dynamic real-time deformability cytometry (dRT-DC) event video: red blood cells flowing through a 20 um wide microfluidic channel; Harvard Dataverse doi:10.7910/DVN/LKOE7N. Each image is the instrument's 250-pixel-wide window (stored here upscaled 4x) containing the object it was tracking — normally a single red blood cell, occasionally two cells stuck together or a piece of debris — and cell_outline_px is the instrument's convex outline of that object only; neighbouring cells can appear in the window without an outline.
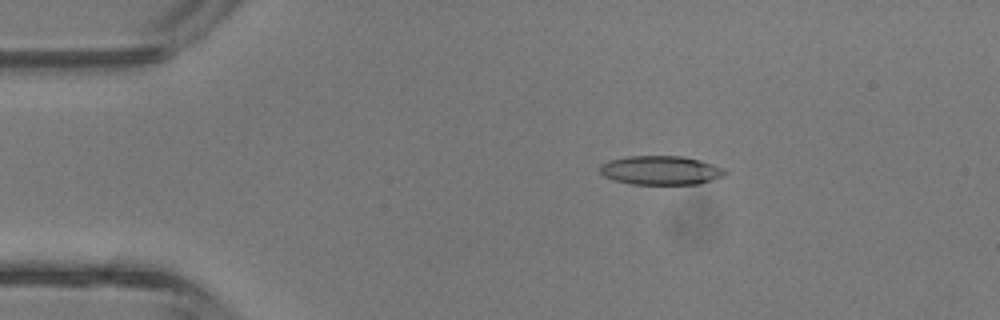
{"species": "common noctule bat (a hibernating species)", "species_latin": "Nyctalus noctula", "temperature_condition": "room temperature", "stored_images_in_passage": 42, "camera_frame_rate_fps": 3000, "um_per_image_px": 0.085, "animal": {"sex": "male", "body_mass_g": 13.3}, "frame": {"image": 1, "passage_image": 7, "time_ms": 2.0, "image_size_px": [1000, 320], "cell_outline_px": [[728, 172], [712, 180], [700, 184], [632, 184], [612, 180], [604, 176], [600, 172], [600, 164], [608, 160], [628, 156], [680, 156], [700, 160], [724, 168]], "centroid_in_image_um": [56.13, 14.47], "position_along_channel_um": 28.9, "area_um2": 21.15}}
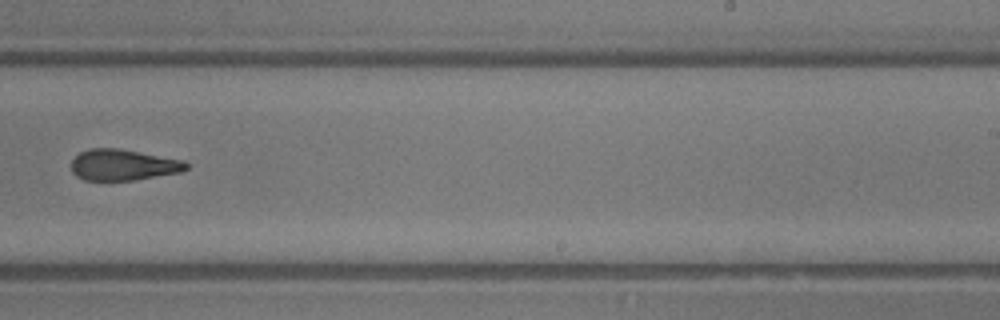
{"frame": {"image": 2, "passage_image": 26, "time_ms": 8.333, "image_size_px": [1000, 320], "cell_outline_px": [[188, 168], [180, 172], [132, 180], [84, 180], [76, 176], [72, 172], [72, 160], [80, 152], [88, 148], [116, 148], [184, 160], [188, 164]], "centroid_in_image_um": [10.44, 14.01], "position_along_channel_um": 278.6, "area_um2": 20.63}}
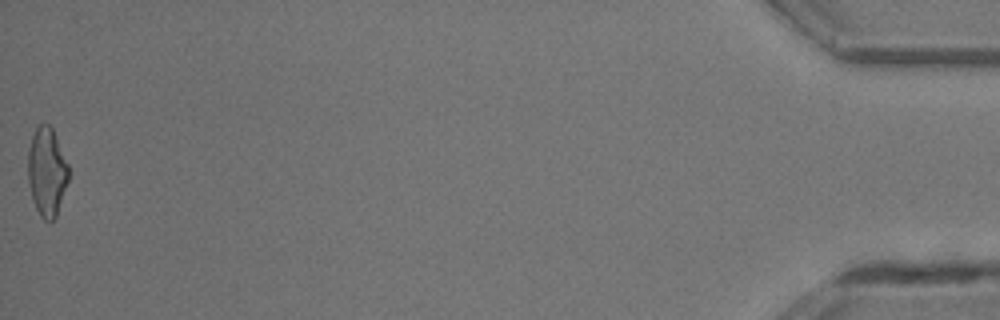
{"frame": {"image": 3, "passage_image": 42, "time_ms": 13.667, "image_size_px": [1000, 320], "cell_outline_px": [[68, 180], [56, 216], [52, 220], [44, 220], [40, 216], [32, 200], [28, 184], [28, 148], [32, 136], [36, 128], [40, 124], [48, 124], [52, 128], [68, 164]], "centroid_in_image_um": [3.96, 14.61], "position_along_channel_um": 431.2, "area_um2": 20.81}, "authors_computed_cell_mechanics": {"area_um2": 21.5016, "velocity_mm_per_s": 4.8271, "shape_relaxation_time_tau1_ms": 6.2736, "shape_relaxation_time_tau2_ms": 3.3042, "deformation_change_tau1": 0.2517, "deformation_change_tau2": 0.1481}}